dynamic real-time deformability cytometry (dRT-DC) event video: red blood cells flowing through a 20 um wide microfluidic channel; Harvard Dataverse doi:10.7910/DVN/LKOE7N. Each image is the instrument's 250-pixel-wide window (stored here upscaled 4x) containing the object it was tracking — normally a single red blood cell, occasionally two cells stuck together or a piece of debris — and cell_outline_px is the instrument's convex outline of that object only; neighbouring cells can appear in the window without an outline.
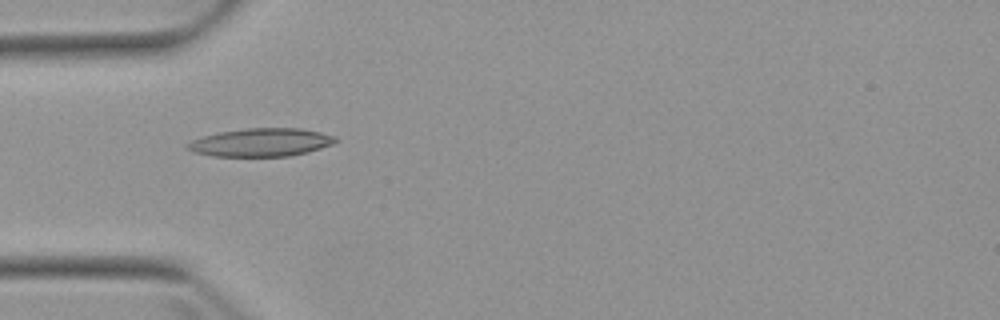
{"species": "Egyptian fruit bat (a non-hibernating species)", "species_latin": "Rousettus aegyptiacus", "temperature_condition": "warm", "stored_images_in_passage": 4, "camera_frame_rate_fps": 3000, "um_per_image_px": 0.085, "animal": {"sex": "female"}, "frame": {"image": 1, "passage_image": 4, "time_ms": 4.0, "image_size_px": [1000, 320], "cell_outline_px": [[340, 140], [332, 144], [308, 152], [288, 156], [212, 156], [192, 152], [184, 148], [184, 144], [192, 140], [204, 136], [220, 132], [248, 128], [300, 128], [320, 132], [336, 136]], "centroid_in_image_um": [22.17, 12.1], "position_along_channel_um": 62.8, "area_um2": 24.39}}